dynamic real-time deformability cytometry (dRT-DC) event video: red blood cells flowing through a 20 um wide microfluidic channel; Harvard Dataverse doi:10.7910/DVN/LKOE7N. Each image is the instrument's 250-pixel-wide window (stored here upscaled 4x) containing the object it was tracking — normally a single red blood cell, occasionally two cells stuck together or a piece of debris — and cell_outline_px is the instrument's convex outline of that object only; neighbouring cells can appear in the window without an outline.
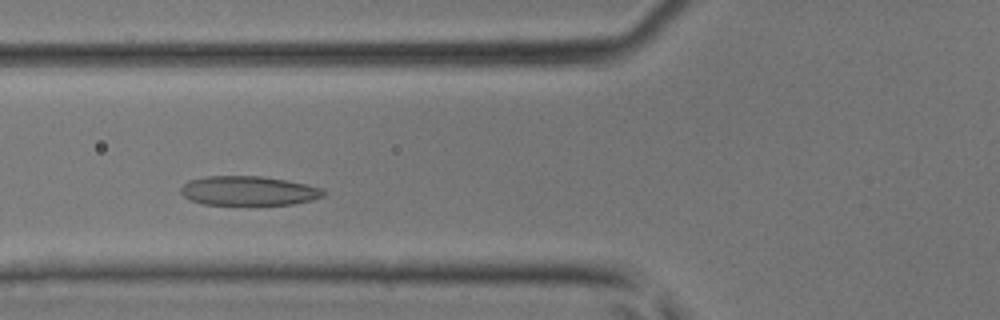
{"species": "common noctule bat (a hibernating species)", "species_latin": "Nyctalus noctula", "temperature_condition": "room temperature", "stored_images_in_passage": 34, "camera_frame_rate_fps": 3000, "um_per_image_px": 0.085, "animal": {"sex": "male", "body_mass_g": 17.9, "forearm_length_mm": 54.2}, "frame": {"image": 1, "passage_image": 8, "time_ms": 2.333, "image_size_px": [1000, 320], "cell_outline_px": [[328, 192], [324, 196], [312, 200], [292, 204], [204, 204], [188, 200], [180, 192], [180, 188], [188, 180], [208, 176], [260, 176], [284, 180], [304, 184], [320, 188]], "centroid_in_image_um": [21.1, 16.22], "position_along_channel_um": 104.7, "area_um2": 24.22}}
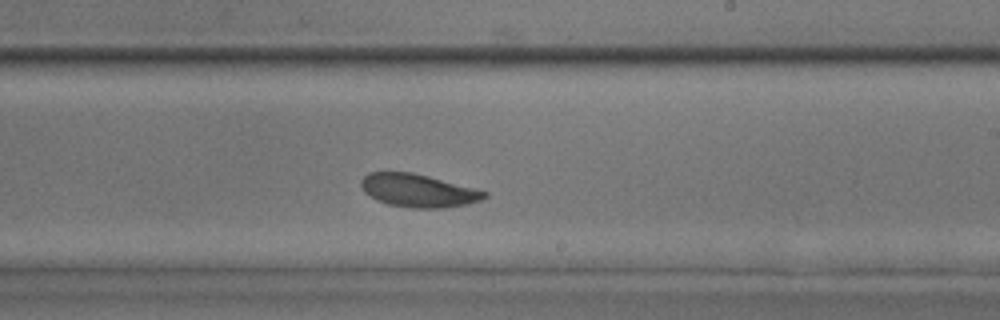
{"frame": {"image": 2, "passage_image": 18, "time_ms": 5.667, "image_size_px": [1000, 320], "cell_outline_px": [[488, 196], [480, 200], [468, 204], [444, 208], [412, 208], [388, 204], [376, 200], [364, 192], [360, 184], [360, 180], [368, 172], [412, 172], [476, 188], [488, 192]], "centroid_in_image_um": [35.54, 16.2], "position_along_channel_um": 253.5, "area_um2": 23.87}}
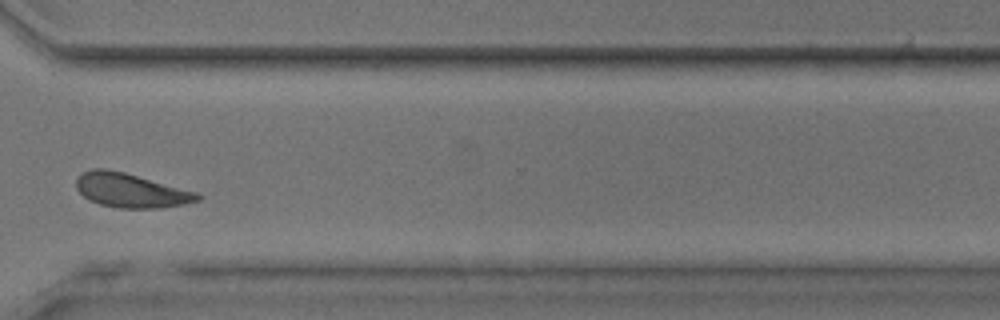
{"frame": {"image": 3, "passage_image": 25, "time_ms": 8.0, "image_size_px": [1000, 320], "cell_outline_px": [[204, 196], [200, 200], [184, 204], [160, 208], [120, 208], [100, 204], [88, 200], [76, 188], [76, 176], [80, 172], [92, 168], [108, 168], [124, 172], [200, 192]], "centroid_in_image_um": [11.13, 16.17], "position_along_channel_um": 359.5, "area_um2": 24.62}}